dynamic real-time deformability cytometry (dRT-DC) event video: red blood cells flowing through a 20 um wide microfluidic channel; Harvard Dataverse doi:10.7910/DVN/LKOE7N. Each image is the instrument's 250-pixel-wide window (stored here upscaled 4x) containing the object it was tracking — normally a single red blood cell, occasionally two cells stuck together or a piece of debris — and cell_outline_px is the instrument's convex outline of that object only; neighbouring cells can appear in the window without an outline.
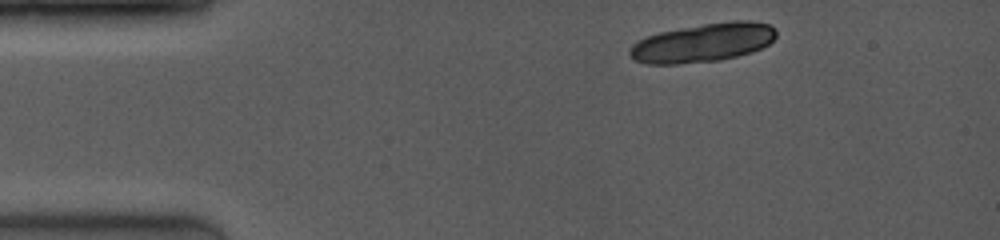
{"species": "common noctule bat (a hibernating species)", "species_latin": "Nyctalus noctula", "temperature_condition": "room temperature", "stored_images_in_passage": 3, "camera_frame_rate_fps": 4000, "um_per_image_px": 0.085, "animal": {"sex": "female", "body_mass_g": 19.0, "forearm_length_mm": 53.3}, "frame": {"image": 1, "passage_image": 1, "time_ms": 0.0, "image_size_px": [1000, 240], "cell_outline_px": [[776, 36], [768, 44], [752, 52], [720, 60], [676, 64], [648, 64], [636, 60], [628, 56], [628, 48], [632, 44], [648, 36], [660, 32], [704, 24], [732, 20], [752, 20], [768, 24], [776, 28]], "centroid_in_image_um": [59.76, 3.63], "position_along_channel_um": 25.2, "area_um2": 33.0}}